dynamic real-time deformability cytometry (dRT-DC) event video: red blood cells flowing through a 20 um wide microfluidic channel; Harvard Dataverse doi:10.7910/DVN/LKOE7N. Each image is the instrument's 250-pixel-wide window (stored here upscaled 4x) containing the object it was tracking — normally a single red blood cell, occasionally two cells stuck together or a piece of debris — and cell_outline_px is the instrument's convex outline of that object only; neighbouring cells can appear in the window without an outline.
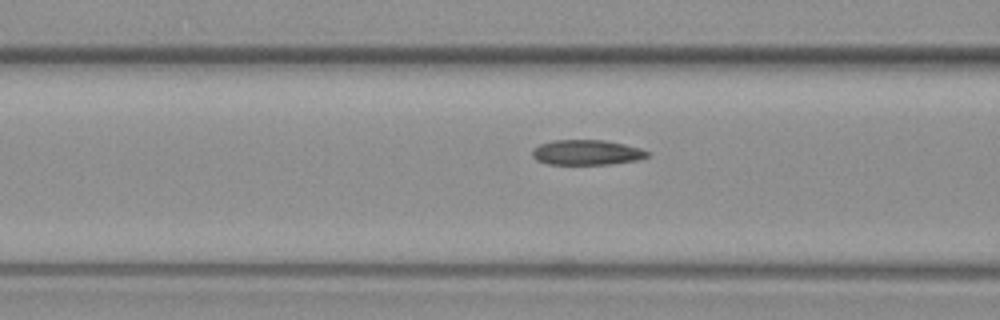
{"species": "common noctule bat (a hibernating species)", "species_latin": "Nyctalus noctula", "temperature_condition": "warm", "stored_images_in_passage": 6, "camera_frame_rate_fps": 3000, "um_per_image_px": 0.085, "animal": {"sex": "female", "body_mass_g": 19.3, "forearm_length_mm": 54.1}, "frame": {"image": 1, "passage_image": 6, "time_ms": 7.333, "image_size_px": [1000, 320], "cell_outline_px": [[648, 156], [636, 160], [608, 164], [548, 164], [536, 160], [532, 156], [532, 148], [540, 144], [552, 140], [604, 140], [624, 144], [640, 148], [648, 152]], "centroid_in_image_um": [49.82, 12.95], "position_along_channel_um": 116.8, "area_um2": 16.76}}